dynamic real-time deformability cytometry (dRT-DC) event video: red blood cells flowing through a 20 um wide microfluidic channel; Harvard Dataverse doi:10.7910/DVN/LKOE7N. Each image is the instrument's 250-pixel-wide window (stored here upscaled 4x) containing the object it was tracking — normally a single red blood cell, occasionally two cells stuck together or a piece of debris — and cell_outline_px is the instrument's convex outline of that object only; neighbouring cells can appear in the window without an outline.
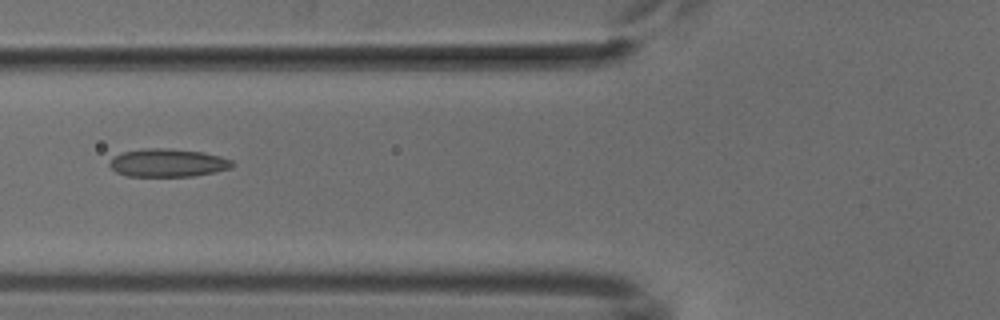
{"species": "common noctule bat (a hibernating species)", "species_latin": "Nyctalus noctula", "temperature_condition": "cold", "stored_images_in_passage": 7, "camera_frame_rate_fps": 3000, "um_per_image_px": 0.085, "animal": {"sex": "male", "body_mass_g": 18.8}, "frame": {"image": 1, "passage_image": 6, "time_ms": 5.667, "image_size_px": [1000, 320], "cell_outline_px": [[236, 164], [232, 168], [192, 176], [128, 176], [116, 172], [108, 164], [116, 156], [124, 152], [144, 148], [168, 148], [204, 152], [220, 156], [232, 160]], "centroid_in_image_um": [14.31, 13.83], "position_along_channel_um": 111.5, "area_um2": 20.0}}
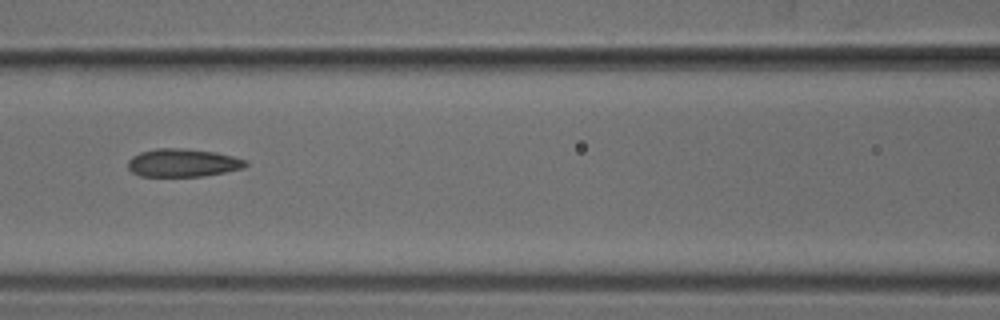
{"frame": {"image": 2, "passage_image": 7, "time_ms": 6.667, "image_size_px": [1000, 320], "cell_outline_px": [[248, 164], [244, 168], [204, 176], [140, 176], [132, 172], [128, 168], [128, 160], [132, 156], [140, 152], [156, 148], [184, 148], [216, 152], [232, 156], [244, 160]], "centroid_in_image_um": [15.51, 13.83], "position_along_channel_um": 151.1, "area_um2": 19.25}}